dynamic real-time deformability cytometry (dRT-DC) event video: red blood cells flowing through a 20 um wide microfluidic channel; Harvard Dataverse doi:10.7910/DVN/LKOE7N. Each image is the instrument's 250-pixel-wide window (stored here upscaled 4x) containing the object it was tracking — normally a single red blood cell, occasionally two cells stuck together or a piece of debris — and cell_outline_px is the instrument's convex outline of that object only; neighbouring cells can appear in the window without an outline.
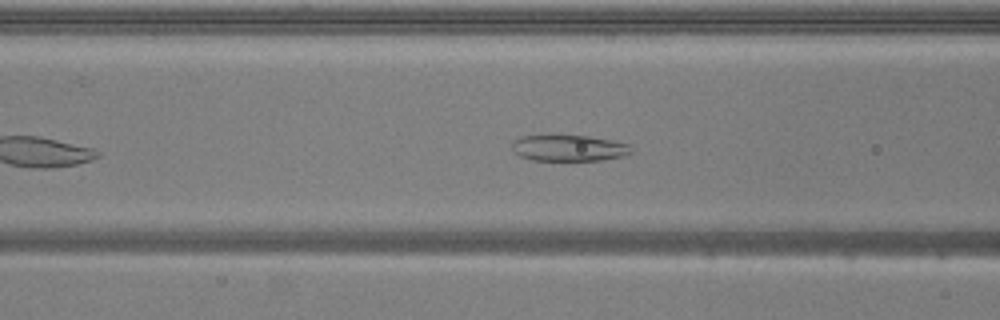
{"species": "common noctule bat (a hibernating species)", "species_latin": "Nyctalus noctula", "temperature_condition": "warm", "stored_images_in_passage": 17, "camera_frame_rate_fps": 3000, "um_per_image_px": 0.085, "animal": {"sex": "male", "body_mass_g": 20.5, "forearm_length_mm": 52.5}, "frame": {"image": 1, "passage_image": 12, "time_ms": 3.667, "image_size_px": [1000, 320], "cell_outline_px": [[632, 152], [624, 156], [604, 160], [532, 160], [520, 156], [512, 148], [512, 144], [516, 140], [524, 136], [588, 136], [632, 144]], "centroid_in_image_um": [48.43, 12.59], "position_along_channel_um": 118.2, "area_um2": 17.98}}